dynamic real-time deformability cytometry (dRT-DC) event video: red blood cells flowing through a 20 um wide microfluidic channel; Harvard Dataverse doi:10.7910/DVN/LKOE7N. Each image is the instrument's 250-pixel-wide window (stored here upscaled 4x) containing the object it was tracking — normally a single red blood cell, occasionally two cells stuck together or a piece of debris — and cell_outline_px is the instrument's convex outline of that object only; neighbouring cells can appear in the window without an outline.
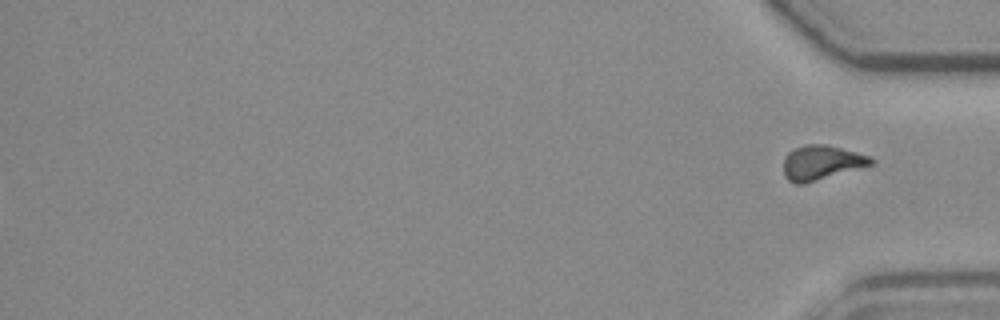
{"species": "common noctule bat (a hibernating species)", "species_latin": "Nyctalus noctula", "temperature_condition": "room temperature", "stored_images_in_passage": 55, "segment_of_instrument_passage": [2, 2], "camera_frame_rate_fps": 3000, "um_per_image_px": 0.085, "animal": {"sex": "female", "body_mass_g": 19.3, "forearm_length_mm": 54.1}, "frame": {"image": 1, "passage_image": 55, "time_ms": 18.0, "image_size_px": [1000, 320], "cell_outline_px": [[876, 164], [804, 184], [796, 184], [788, 180], [784, 176], [784, 160], [788, 152], [804, 144], [828, 144], [856, 152], [868, 156], [876, 160]], "centroid_in_image_um": [69.85, 13.82], "position_along_channel_um": 365.3, "area_um2": 17.8}}